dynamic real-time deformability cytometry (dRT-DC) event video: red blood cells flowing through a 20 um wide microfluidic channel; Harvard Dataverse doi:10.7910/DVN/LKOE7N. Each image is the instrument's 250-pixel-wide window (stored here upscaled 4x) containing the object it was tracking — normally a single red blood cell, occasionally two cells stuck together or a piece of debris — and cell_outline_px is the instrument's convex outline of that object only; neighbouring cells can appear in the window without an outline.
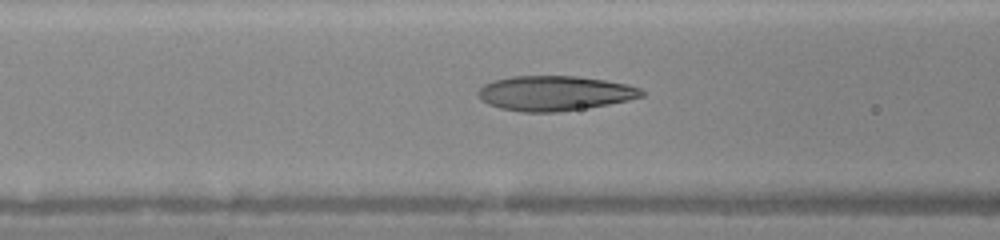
{"species": "human", "species_latin": "Homo sapiens", "temperature_condition": "warm", "stored_images_in_passage": 13, "camera_frame_rate_fps": 3000, "um_per_image_px": 0.085, "donor": {"sex": "female"}, "frame": {"image": 1, "passage_image": 11, "time_ms": 3.333, "image_size_px": [1000, 240], "cell_outline_px": [[644, 96], [628, 100], [588, 108], [556, 112], [520, 112], [500, 108], [488, 104], [480, 100], [480, 88], [484, 84], [492, 80], [512, 76], [576, 76], [604, 80], [628, 84], [640, 88], [644, 92]], "centroid_in_image_um": [47.15, 7.92], "position_along_channel_um": 119.5, "area_um2": 33.23}}